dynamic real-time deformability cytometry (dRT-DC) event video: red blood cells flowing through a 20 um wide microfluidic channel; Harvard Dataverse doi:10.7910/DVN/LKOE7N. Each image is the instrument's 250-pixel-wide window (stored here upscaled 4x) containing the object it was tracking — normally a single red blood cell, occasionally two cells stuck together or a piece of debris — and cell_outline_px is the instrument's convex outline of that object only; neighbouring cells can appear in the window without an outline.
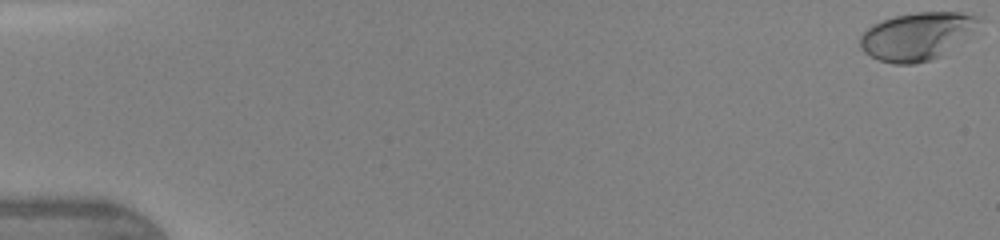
{"species": "human", "species_latin": "Homo sapiens", "temperature_condition": "warm", "stored_images_in_passage": 10, "camera_frame_rate_fps": 3000, "um_per_image_px": 0.085, "donor": {"sex": "female"}, "frame": {"image": 1, "passage_image": 1, "time_ms": 0.0, "image_size_px": [1000, 240], "cell_outline_px": [[976, 20], [940, 56], [916, 64], [892, 64], [880, 60], [864, 52], [860, 48], [860, 36], [872, 24], [896, 16], [916, 12], [960, 12], [976, 16]], "centroid_in_image_um": [77.73, 3.09], "position_along_channel_um": 7.3, "area_um2": 31.15}}